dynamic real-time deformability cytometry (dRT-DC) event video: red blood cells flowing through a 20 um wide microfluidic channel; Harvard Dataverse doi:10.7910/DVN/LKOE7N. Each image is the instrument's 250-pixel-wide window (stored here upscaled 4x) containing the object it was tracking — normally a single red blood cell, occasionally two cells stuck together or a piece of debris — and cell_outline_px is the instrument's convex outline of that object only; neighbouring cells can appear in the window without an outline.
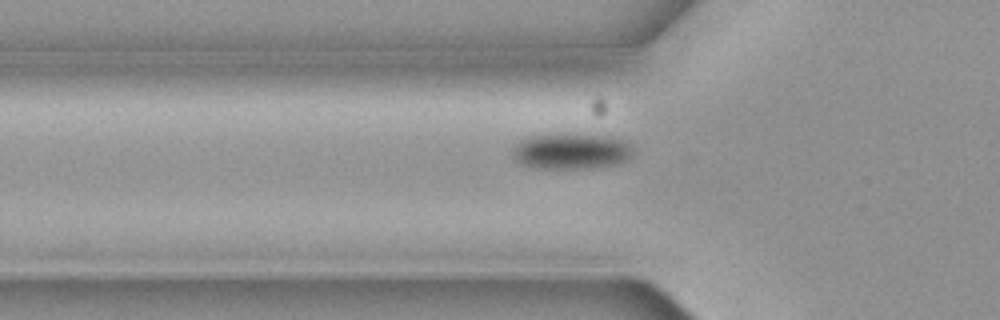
{"species": "common noctule bat (a hibernating species)", "species_latin": "Nyctalus noctula", "temperature_condition": "cold", "stored_images_in_passage": 5, "camera_frame_rate_fps": 3000, "um_per_image_px": 0.085, "animal": {"sex": "female", "body_mass_g": 19.3, "forearm_length_mm": 54.1}, "frame": {"image": 1, "passage_image": 5, "time_ms": 1.333, "image_size_px": [1000, 320], "cell_outline_px": [[632, 152], [624, 160], [616, 164], [592, 168], [536, 168], [520, 164], [512, 156], [512, 148], [524, 136], [560, 132], [564, 132], [612, 136], [624, 140], [632, 148]], "centroid_in_image_um": [48.47, 12.81], "position_along_channel_um": 77.3, "area_um2": 25.84}}